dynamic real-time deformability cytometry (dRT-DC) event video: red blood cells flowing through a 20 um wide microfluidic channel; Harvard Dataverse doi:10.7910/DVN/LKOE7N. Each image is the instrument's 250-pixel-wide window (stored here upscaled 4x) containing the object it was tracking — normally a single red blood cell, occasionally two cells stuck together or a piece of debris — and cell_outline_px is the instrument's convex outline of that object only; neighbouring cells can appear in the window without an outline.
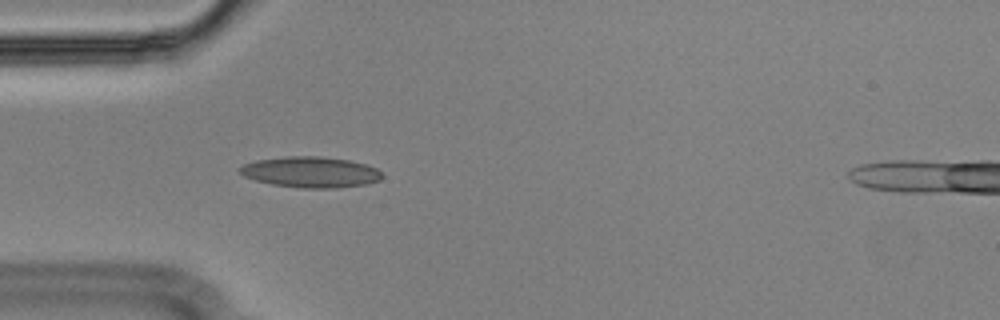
{"species": "Egyptian fruit bat (a non-hibernating species)", "species_latin": "Rousettus aegyptiacus", "temperature_condition": "cold", "stored_images_in_passage": 49, "camera_frame_rate_fps": 3000, "um_per_image_px": 0.085, "animal": {"sex": "male"}, "frame": {"image": 1, "passage_image": 10, "time_ms": 3.0, "image_size_px": [1000, 320], "cell_outline_px": [[384, 176], [380, 180], [368, 184], [336, 188], [300, 188], [272, 184], [256, 180], [244, 176], [240, 172], [240, 168], [244, 164], [256, 160], [288, 156], [320, 156], [348, 160], [364, 164], [376, 168]], "centroid_in_image_um": [26.43, 14.63], "position_along_channel_um": 58.6, "area_um2": 25.49}}
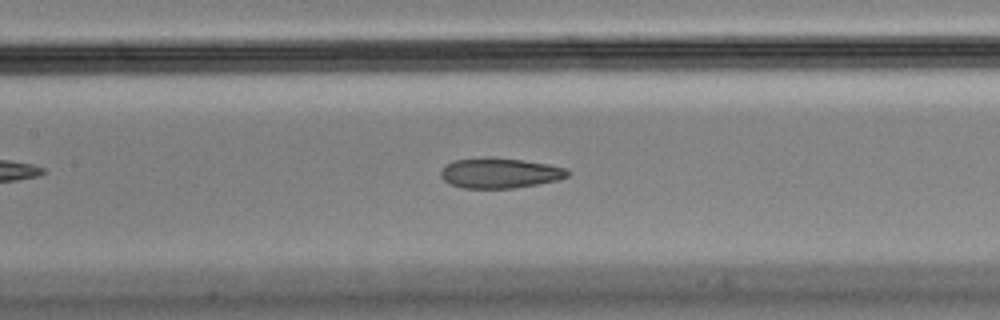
{"frame": {"image": 2, "passage_image": 19, "time_ms": 6.0, "image_size_px": [1000, 320], "cell_outline_px": [[568, 176], [556, 180], [536, 184], [512, 188], [464, 188], [448, 184], [440, 176], [440, 172], [448, 164], [456, 160], [520, 160], [548, 164], [564, 168], [568, 172]], "centroid_in_image_um": [42.47, 14.76], "position_along_channel_um": 164.9, "area_um2": 21.15}}
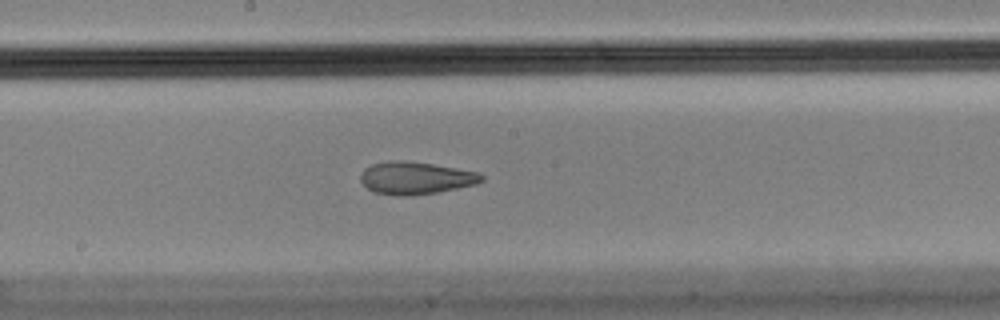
{"frame": {"image": 3, "passage_image": 23, "time_ms": 7.333, "image_size_px": [1000, 320], "cell_outline_px": [[484, 180], [476, 184], [436, 192], [408, 196], [396, 196], [376, 192], [368, 188], [360, 180], [360, 176], [364, 168], [372, 164], [388, 160], [404, 160], [432, 164], [480, 172], [484, 176]], "centroid_in_image_um": [35.33, 15.12], "position_along_channel_um": 212.9, "area_um2": 22.89}, "authors_computed_cell_mechanics": {"area_um2": 23.409, "velocity_mm_per_s": 3.6049, "shape_relaxation_time_tau1_ms": null, "shape_relaxation_time_tau2_ms": 1.4174, "deformation_change_tau1": null, "deformation_change_tau2": 0.0679}}